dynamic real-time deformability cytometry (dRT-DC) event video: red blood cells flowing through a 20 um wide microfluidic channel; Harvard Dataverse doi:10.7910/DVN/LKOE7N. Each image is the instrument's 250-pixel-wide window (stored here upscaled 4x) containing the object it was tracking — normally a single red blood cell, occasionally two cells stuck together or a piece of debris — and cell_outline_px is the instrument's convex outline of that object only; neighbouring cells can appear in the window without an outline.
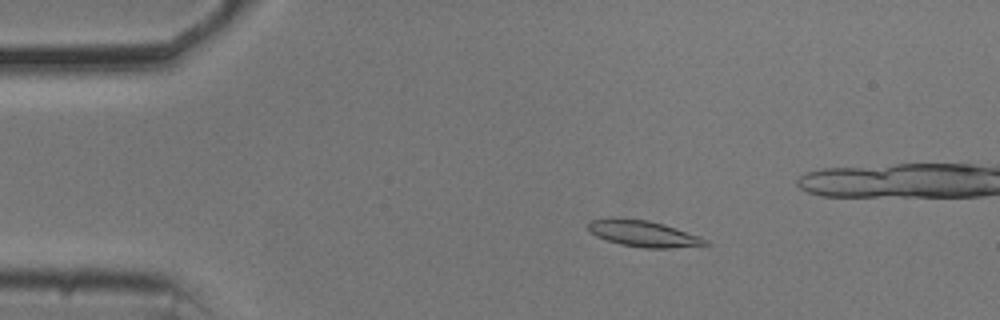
{"species": "common noctule bat (a hibernating species)", "species_latin": "Nyctalus noctula", "temperature_condition": "cold", "stored_images_in_passage": 56, "camera_frame_rate_fps": 3000, "um_per_image_px": 0.085, "animal": {"sex": "male", "body_mass_g": 20.5, "forearm_length_mm": 52.5}, "frame": {"image": 1, "passage_image": 10, "time_ms": 3.0, "image_size_px": [1000, 320], "cell_outline_px": [[712, 244], [672, 248], [644, 248], [620, 244], [596, 236], [588, 232], [588, 224], [592, 220], [608, 216], [612, 216], [648, 220], [664, 224], [700, 236], [708, 240]], "centroid_in_image_um": [54.66, 19.84], "position_along_channel_um": 30.3, "area_um2": 18.26}}
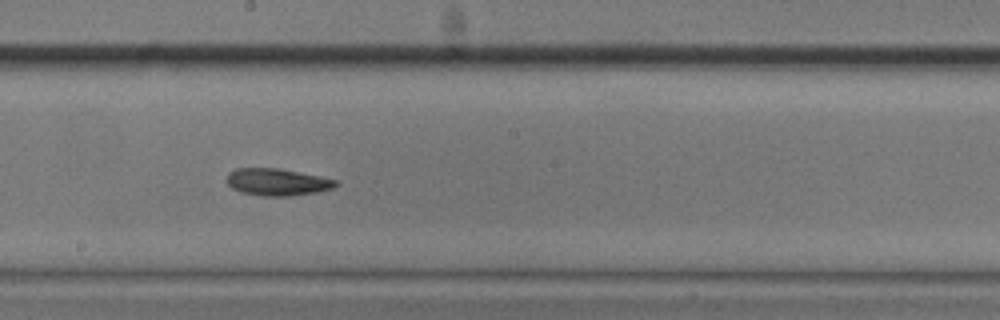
{"frame": {"image": 2, "passage_image": 30, "time_ms": 9.667, "image_size_px": [1000, 320], "cell_outline_px": [[340, 184], [332, 188], [316, 192], [288, 196], [264, 196], [240, 192], [232, 188], [228, 184], [228, 172], [236, 168], [276, 168], [340, 180]], "centroid_in_image_um": [23.58, 15.47], "position_along_channel_um": 224.6, "area_um2": 17.11}}
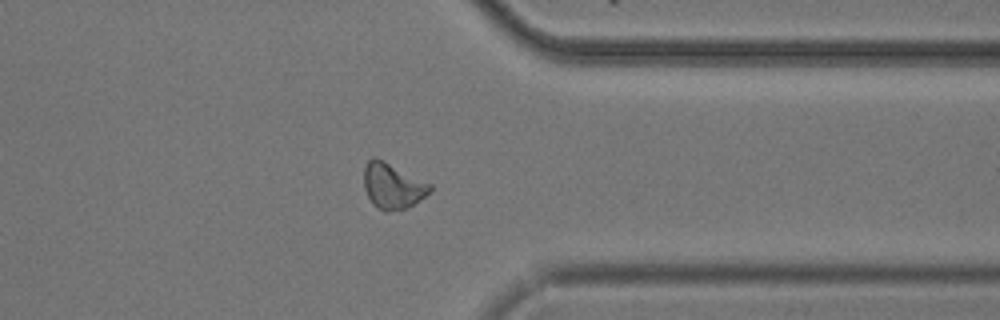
{"frame": {"image": 3, "passage_image": 43, "time_ms": 14.0, "image_size_px": [1000, 320], "cell_outline_px": [[432, 188], [424, 196], [412, 204], [404, 208], [388, 212], [384, 212], [372, 204], [364, 188], [364, 168], [368, 160], [372, 156], [376, 156], [432, 184]], "centroid_in_image_um": [33.33, 15.78], "position_along_channel_um": 378.1, "area_um2": 17.51}, "authors_computed_cell_mechanics": {"area_um2": 17.34, "velocity_mm_per_s": 3.6772, "shape_relaxation_time_tau1_ms": 3.5864, "shape_relaxation_time_tau2_ms": 8.4964, "deformation_change_tau1": 0.1473, "deformation_change_tau2": 0.1621}}